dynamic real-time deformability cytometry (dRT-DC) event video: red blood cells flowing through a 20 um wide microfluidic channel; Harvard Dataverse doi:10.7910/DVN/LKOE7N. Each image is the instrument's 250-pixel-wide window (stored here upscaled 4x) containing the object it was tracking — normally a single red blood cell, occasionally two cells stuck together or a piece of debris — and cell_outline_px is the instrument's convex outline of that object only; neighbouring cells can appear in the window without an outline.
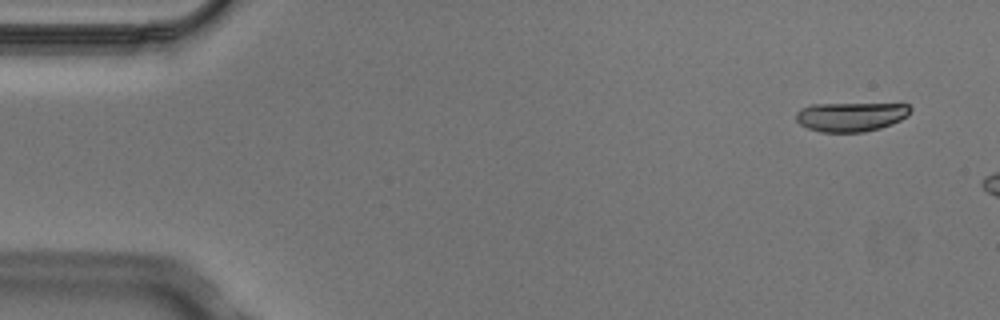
{"species": "Egyptian fruit bat (a non-hibernating species)", "species_latin": "Rousettus aegyptiacus", "temperature_condition": "cold", "stored_images_in_passage": 3, "camera_frame_rate_fps": 3000, "um_per_image_px": 0.085, "animal": {"sex": "male"}, "frame": {"image": 1, "passage_image": 1, "time_ms": 0.0, "image_size_px": [1000, 320], "cell_outline_px": [[912, 108], [908, 116], [892, 124], [880, 128], [864, 132], [820, 132], [808, 128], [800, 124], [796, 120], [796, 112], [800, 108], [808, 104], [908, 104]], "centroid_in_image_um": [72.3, 9.92], "position_along_channel_um": 12.7, "area_um2": 19.59}}